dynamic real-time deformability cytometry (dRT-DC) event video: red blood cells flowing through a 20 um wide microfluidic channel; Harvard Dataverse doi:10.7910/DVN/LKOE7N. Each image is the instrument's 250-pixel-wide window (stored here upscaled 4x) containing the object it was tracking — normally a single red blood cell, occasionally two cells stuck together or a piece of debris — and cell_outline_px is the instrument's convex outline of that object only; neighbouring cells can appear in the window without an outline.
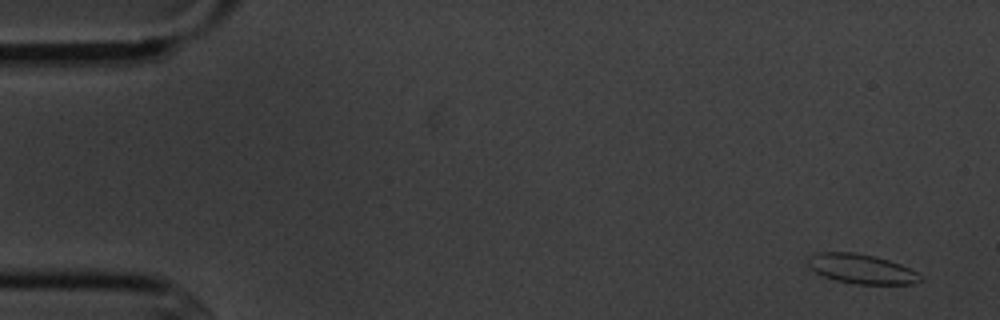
{"species": "common noctule bat (a hibernating species)", "species_latin": "Nyctalus noctula", "temperature_condition": "cold", "stored_images_in_passage": 10, "camera_frame_rate_fps": 3000, "um_per_image_px": 0.085, "animal": {"sex": "male", "body_mass_g": 20.1, "forearm_length_mm": 53.5}, "frame": {"image": 1, "passage_image": 1, "time_ms": 0.0, "image_size_px": [1000, 320], "cell_outline_px": [[924, 280], [912, 284], [856, 284], [836, 280], [824, 276], [816, 272], [808, 264], [808, 256], [820, 252], [852, 252], [876, 256], [900, 264], [916, 272]], "centroid_in_image_um": [73.23, 22.85], "position_along_channel_um": 11.8, "area_um2": 19.19}}
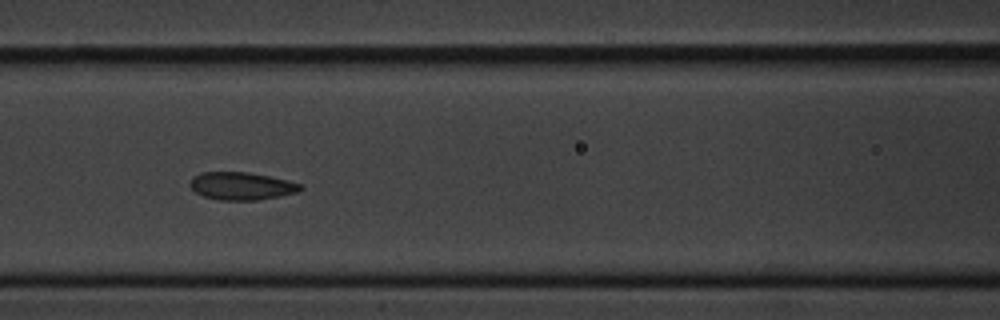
{"frame": {"image": 2, "passage_image": 7, "time_ms": 7.0, "image_size_px": [1000, 320], "cell_outline_px": [[304, 188], [296, 192], [280, 196], [260, 200], [220, 200], [204, 196], [196, 192], [188, 184], [192, 176], [200, 172], [248, 172], [268, 176], [300, 184]], "centroid_in_image_um": [20.48, 15.81], "position_along_channel_um": 146.1, "area_um2": 17.74}}
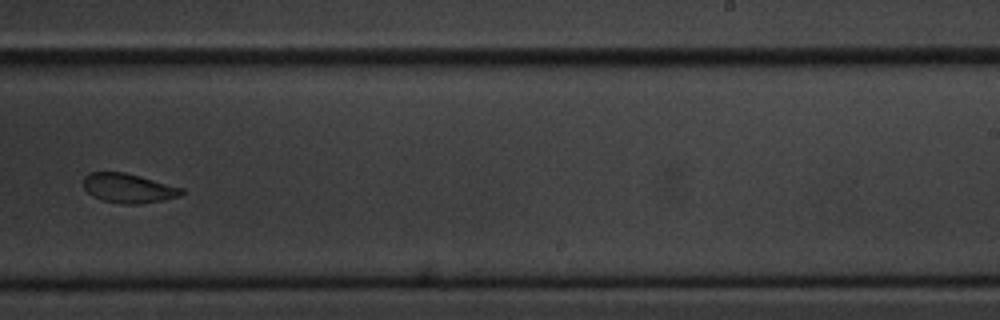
{"frame": {"image": 3, "passage_image": 10, "time_ms": 10.667, "image_size_px": [1000, 320], "cell_outline_px": [[184, 192], [180, 196], [164, 200], [136, 204], [124, 204], [100, 200], [92, 196], [84, 188], [84, 176], [88, 172], [124, 172], [140, 176], [184, 188]], "centroid_in_image_um": [10.91, 15.99], "position_along_channel_um": 278.1, "area_um2": 16.88}}